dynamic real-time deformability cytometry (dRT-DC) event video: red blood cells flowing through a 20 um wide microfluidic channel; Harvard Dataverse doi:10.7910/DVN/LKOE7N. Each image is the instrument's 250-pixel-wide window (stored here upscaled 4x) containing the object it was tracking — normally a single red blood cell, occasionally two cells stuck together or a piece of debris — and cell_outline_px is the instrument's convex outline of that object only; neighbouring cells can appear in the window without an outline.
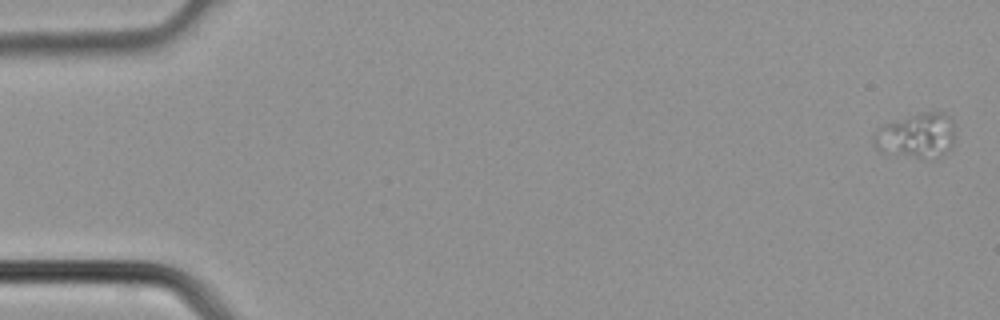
{"species": "common noctule bat (a hibernating species)", "species_latin": "Nyctalus noctula", "temperature_condition": "cold", "stored_images_in_passage": 39, "camera_frame_rate_fps": 3000, "um_per_image_px": 0.085, "animal": {"sex": "male", "body_mass_g": 21.5, "forearm_length_mm": 52.0}, "frame": {"image": 1, "passage_image": 1, "time_ms": 0.0, "image_size_px": [1000, 320], "cell_outline_px": [[952, 144], [940, 156], [916, 156], [880, 152], [872, 144], [872, 136], [876, 128], [884, 124], [924, 112], [940, 112], [948, 116], [952, 120]], "centroid_in_image_um": [77.82, 11.5], "position_along_channel_um": 7.2, "area_um2": 20.52}}
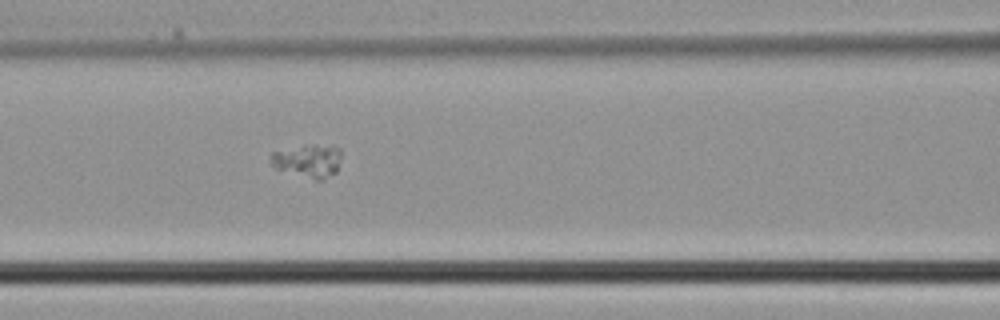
{"frame": {"image": 2, "passage_image": 17, "time_ms": 5.333, "image_size_px": [1000, 320], "cell_outline_px": [[340, 156], [336, 172], [324, 180], [316, 180], [276, 168], [272, 164], [272, 152], [304, 144], [332, 144], [340, 148]], "centroid_in_image_um": [26.23, 13.63], "position_along_channel_um": 140.4, "area_um2": 13.7}}
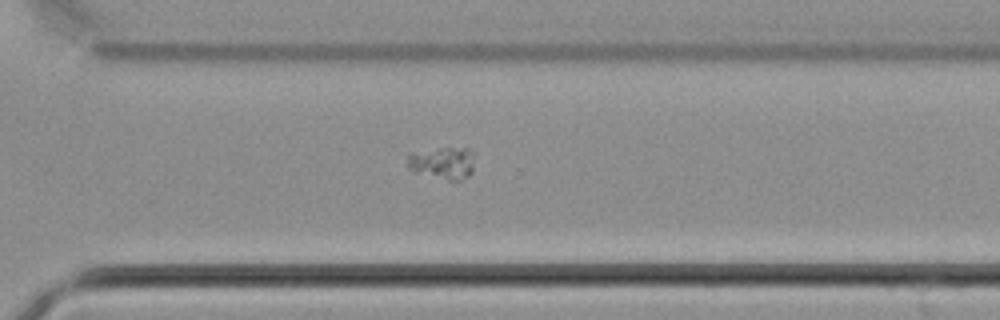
{"frame": {"image": 3, "passage_image": 28, "time_ms": 9.0, "image_size_px": [1000, 320], "cell_outline_px": [[476, 152], [472, 172], [468, 176], [452, 184], [416, 172], [408, 168], [408, 156], [412, 152], [440, 148], [468, 148]], "centroid_in_image_um": [37.69, 13.89], "position_along_channel_um": 332.9, "area_um2": 13.24}}